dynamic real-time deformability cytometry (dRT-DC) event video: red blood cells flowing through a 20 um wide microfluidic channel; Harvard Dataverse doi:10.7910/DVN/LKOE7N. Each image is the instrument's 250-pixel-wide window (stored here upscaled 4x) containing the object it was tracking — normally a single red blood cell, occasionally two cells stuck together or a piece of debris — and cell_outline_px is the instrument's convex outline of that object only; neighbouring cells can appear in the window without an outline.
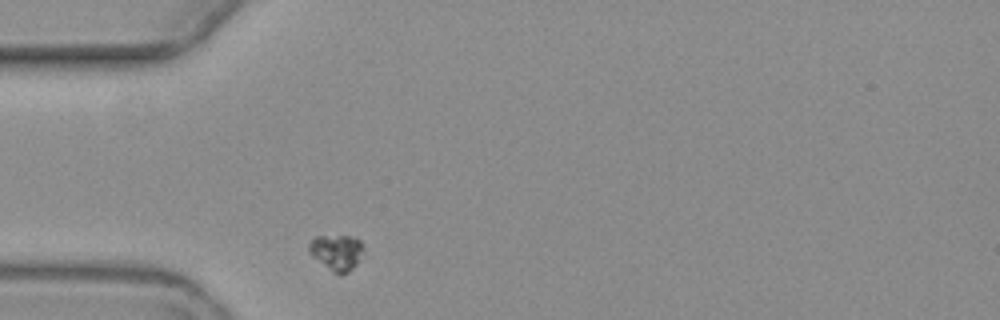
{"species": "common noctule bat (a hibernating species)", "species_latin": "Nyctalus noctula", "temperature_condition": "warm", "stored_images_in_passage": 12, "camera_frame_rate_fps": 3000, "um_per_image_px": 0.085, "animal": {"sex": "female", "body_mass_g": 19.3, "forearm_length_mm": 54.1}, "frame": {"image": 1, "passage_image": 1, "time_ms": 0.0, "image_size_px": [1000, 320], "cell_outline_px": [[364, 248], [356, 264], [348, 272], [332, 272], [312, 256], [308, 252], [308, 244], [316, 236], [356, 236], [364, 244]], "centroid_in_image_um": [28.61, 21.41], "position_along_channel_um": 56.4, "area_um2": 11.27}}
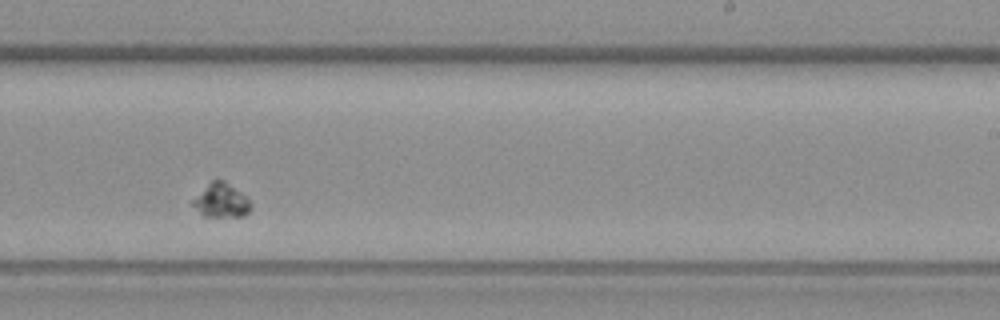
{"frame": {"image": 2, "passage_image": 7, "time_ms": 7.0, "image_size_px": [1000, 320], "cell_outline_px": [[252, 208], [244, 216], [204, 216], [188, 204], [212, 180], [224, 180], [248, 196], [252, 204]], "centroid_in_image_um": [18.82, 17.05], "position_along_channel_um": 270.2, "area_um2": 11.68}}
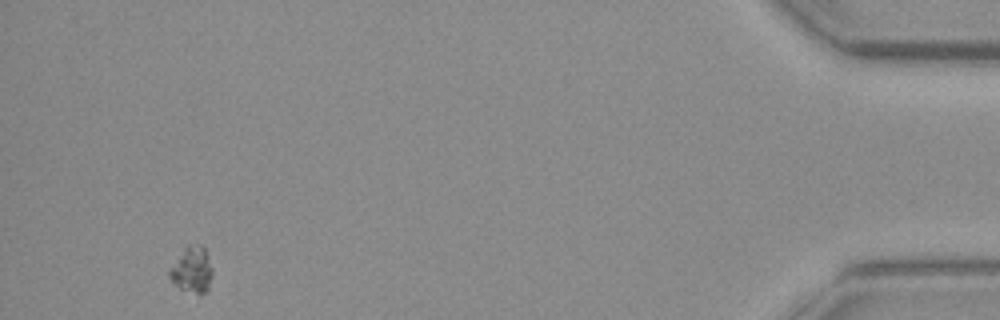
{"frame": {"image": 3, "passage_image": 12, "time_ms": 14.0, "image_size_px": [1000, 320], "cell_outline_px": [[212, 276], [208, 288], [200, 296], [180, 288], [168, 276], [168, 268], [184, 248], [188, 244], [200, 244], [204, 248], [212, 268]], "centroid_in_image_um": [16.3, 22.93], "position_along_channel_um": 418.9, "area_um2": 11.56}}